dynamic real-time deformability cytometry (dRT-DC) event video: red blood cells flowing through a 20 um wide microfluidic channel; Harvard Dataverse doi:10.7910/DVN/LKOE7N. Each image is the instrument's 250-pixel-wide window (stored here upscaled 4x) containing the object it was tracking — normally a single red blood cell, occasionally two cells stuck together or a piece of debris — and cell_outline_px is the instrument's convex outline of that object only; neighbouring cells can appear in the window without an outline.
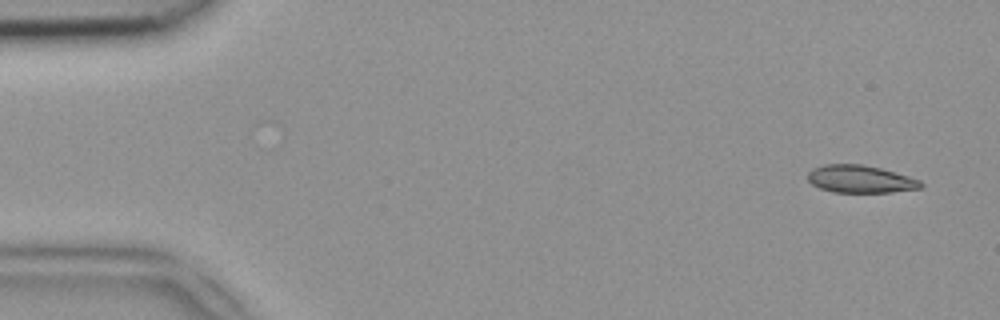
{"species": "common noctule bat (a hibernating species)", "species_latin": "Nyctalus noctula", "temperature_condition": "room temperature", "stored_images_in_passage": 49, "camera_frame_rate_fps": 3000, "um_per_image_px": 0.085, "animal": {"sex": "female", "body_mass_g": 18.4}, "frame": {"image": 1, "passage_image": 3, "time_ms": 0.667, "image_size_px": [1000, 320], "cell_outline_px": [[924, 184], [920, 188], [892, 192], [832, 192], [820, 188], [812, 184], [808, 180], [808, 172], [812, 168], [824, 164], [864, 164], [880, 168], [908, 176], [920, 180]], "centroid_in_image_um": [73.11, 15.21], "position_along_channel_um": 11.9, "area_um2": 18.15}}
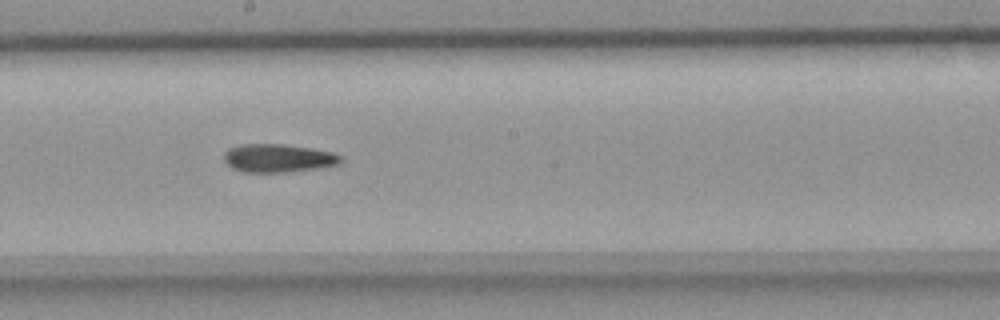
{"frame": {"image": 2, "passage_image": 27, "time_ms": 8.667, "image_size_px": [1000, 320], "cell_outline_px": [[344, 160], [336, 164], [316, 168], [284, 172], [244, 172], [232, 168], [224, 160], [224, 152], [228, 148], [240, 144], [280, 144], [312, 148], [332, 152], [340, 156]], "centroid_in_image_um": [23.6, 13.43], "position_along_channel_um": 224.6, "area_um2": 19.07}}
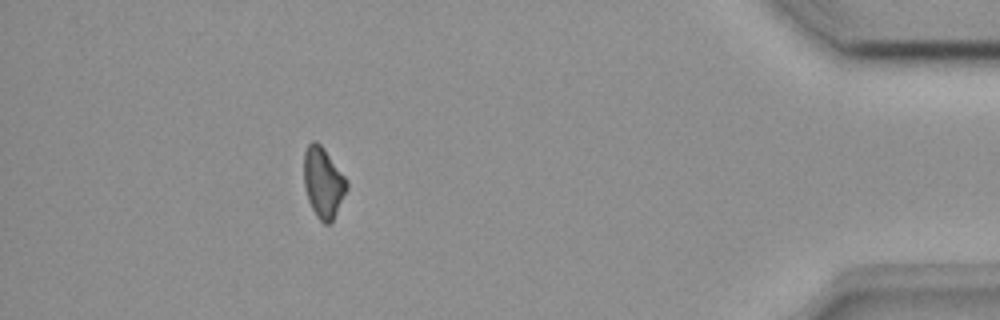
{"frame": {"image": 3, "passage_image": 44, "time_ms": 14.333, "image_size_px": [1000, 320], "cell_outline_px": [[348, 188], [332, 220], [328, 224], [324, 224], [316, 216], [308, 200], [304, 184], [304, 152], [308, 144], [312, 140], [316, 140], [324, 148], [348, 180]], "centroid_in_image_um": [27.47, 15.48], "position_along_channel_um": 407.7, "area_um2": 17.57}}